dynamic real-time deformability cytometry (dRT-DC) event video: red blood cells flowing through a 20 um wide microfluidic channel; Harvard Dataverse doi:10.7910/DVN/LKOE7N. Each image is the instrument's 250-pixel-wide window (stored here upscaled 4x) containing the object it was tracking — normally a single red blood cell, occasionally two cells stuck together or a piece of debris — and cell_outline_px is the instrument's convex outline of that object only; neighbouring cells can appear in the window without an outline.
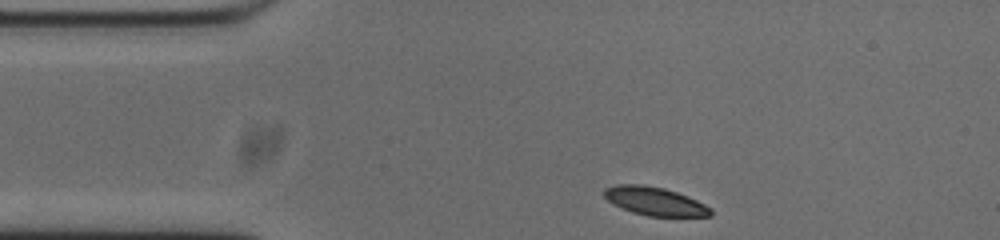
{"species": "common noctule bat (a hibernating species)", "species_latin": "Nyctalus noctula", "temperature_condition": "cold", "stored_images_in_passage": 45, "camera_frame_rate_fps": 3000, "um_per_image_px": 0.085, "animal": {"sex": "male", "body_mass_g": 20.0, "forearm_length_mm": 53.3}, "frame": {"image": 1, "passage_image": 1, "time_ms": 0.0, "image_size_px": [1000, 240], "cell_outline_px": [[712, 216], [648, 216], [632, 212], [612, 204], [604, 196], [604, 188], [616, 184], [644, 184], [664, 188], [688, 196], [712, 208]], "centroid_in_image_um": [55.65, 17.09], "position_along_channel_um": 29.4, "area_um2": 17.69}}
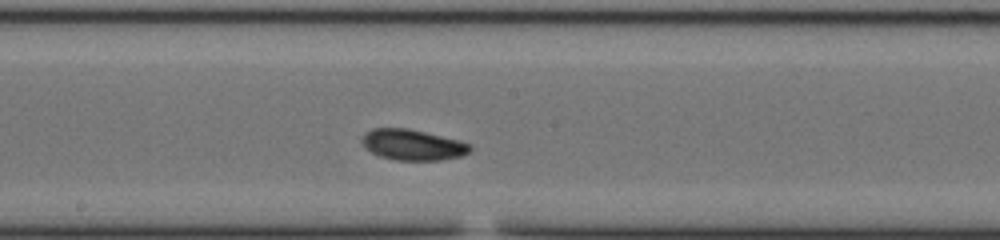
{"frame": {"image": 2, "passage_image": 19, "time_ms": 6.0, "image_size_px": [1000, 240], "cell_outline_px": [[472, 148], [468, 152], [460, 156], [440, 160], [396, 160], [380, 156], [364, 148], [360, 140], [364, 132], [372, 128], [408, 128], [460, 140], [472, 144]], "centroid_in_image_um": [35.05, 12.29], "position_along_channel_um": 213.2, "area_um2": 19.54}}
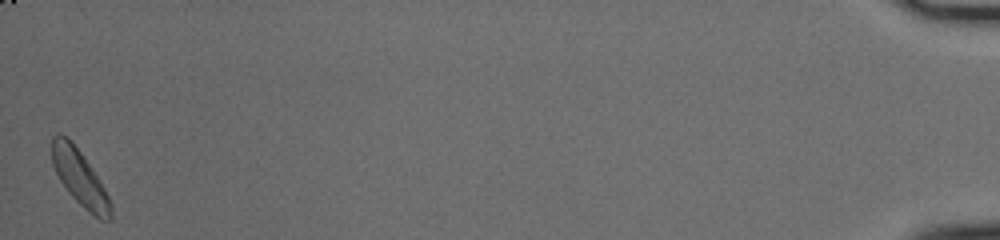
{"frame": {"image": 3, "passage_image": 45, "time_ms": 14.667, "image_size_px": [1000, 240], "cell_outline_px": [[112, 220], [100, 220], [88, 212], [68, 192], [60, 180], [52, 164], [52, 136], [56, 132], [60, 132], [68, 136], [72, 140], [104, 188], [112, 204]], "centroid_in_image_um": [6.77, 15.11], "position_along_channel_um": 428.4, "area_um2": 19.02}, "authors_computed_cell_mechanics": {"area_um2": 18.8428, "velocity_mm_per_s": 3.7244, "shape_relaxation_time_tau1_ms": 2.5943, "shape_relaxation_time_tau2_ms": 8.2831, "deformation_change_tau1": 0.1142, "deformation_change_tau2": 0.1254}}